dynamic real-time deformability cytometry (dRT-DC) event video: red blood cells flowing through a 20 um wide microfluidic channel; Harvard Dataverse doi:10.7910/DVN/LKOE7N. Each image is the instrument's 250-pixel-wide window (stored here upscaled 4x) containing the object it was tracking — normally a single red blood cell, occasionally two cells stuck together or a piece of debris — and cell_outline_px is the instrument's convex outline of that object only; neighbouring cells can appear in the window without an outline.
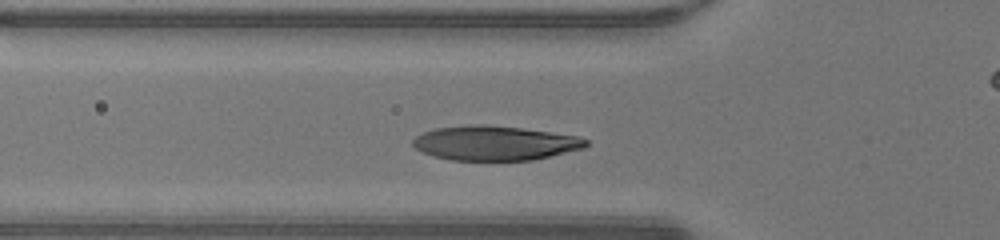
{"species": "human", "species_latin": "Homo sapiens", "temperature_condition": "warm", "stored_images_in_passage": 31, "camera_frame_rate_fps": 3000, "um_per_image_px": 0.085, "donor": {"sex": "male"}, "frame": {"image": 1, "passage_image": 9, "time_ms": 2.667, "image_size_px": [1000, 240], "cell_outline_px": [[588, 144], [584, 148], [532, 160], [452, 160], [436, 156], [424, 152], [416, 148], [412, 144], [412, 140], [416, 136], [424, 132], [436, 128], [468, 124], [488, 124], [520, 128], [576, 136], [588, 140]], "centroid_in_image_um": [42.04, 12.15], "position_along_channel_um": 83.8, "area_um2": 34.51}}
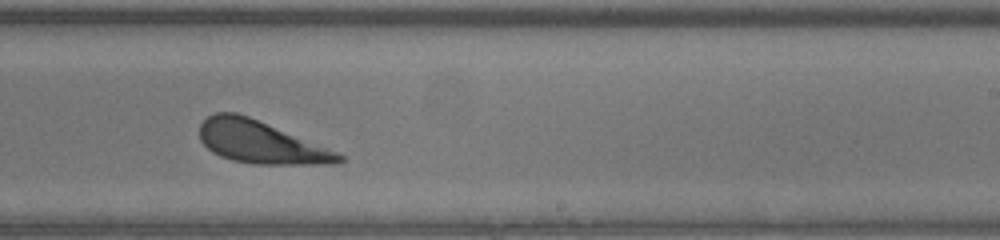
{"frame": {"image": 2, "passage_image": 22, "time_ms": 7.0, "image_size_px": [1000, 240], "cell_outline_px": [[344, 160], [328, 164], [256, 164], [232, 160], [220, 156], [212, 152], [200, 140], [200, 124], [208, 116], [216, 112], [236, 112], [248, 116], [336, 152], [344, 156]], "centroid_in_image_um": [22.08, 12.08], "position_along_channel_um": 266.9, "area_um2": 33.7}}
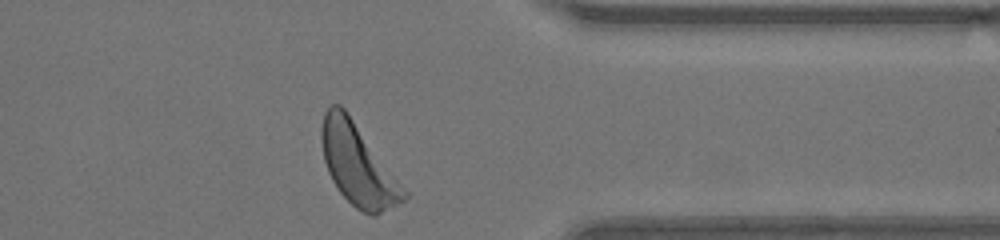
{"frame": {"image": 3, "passage_image": 31, "time_ms": 10.0, "image_size_px": [1000, 240], "cell_outline_px": [[408, 196], [404, 200], [376, 216], [372, 216], [356, 208], [340, 192], [332, 180], [328, 172], [324, 160], [320, 140], [320, 128], [324, 112], [332, 104], [340, 104], [344, 108], [408, 192]], "centroid_in_image_um": [30.39, 14.01], "position_along_channel_um": 381.0, "area_um2": 38.49}, "authors_computed_cell_mechanics": {"area_um2": 34.8534, "velocity_mm_per_s": 4.2133, "shape_relaxation_time_tau1_ms": 1.6329, "shape_relaxation_time_tau2_ms": 5.9301, "deformation_change_tau1": 0.1476, "deformation_change_tau2": 0.1587}}